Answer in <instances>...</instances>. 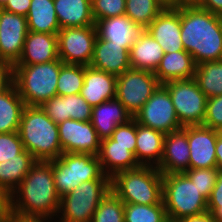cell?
<instances>
[{"label":"cell","instance_id":"cell-1","mask_svg":"<svg viewBox=\"0 0 222 222\" xmlns=\"http://www.w3.org/2000/svg\"><path fill=\"white\" fill-rule=\"evenodd\" d=\"M181 41L196 65L222 60V17L197 5L180 7Z\"/></svg>","mask_w":222,"mask_h":222},{"label":"cell","instance_id":"cell-2","mask_svg":"<svg viewBox=\"0 0 222 222\" xmlns=\"http://www.w3.org/2000/svg\"><path fill=\"white\" fill-rule=\"evenodd\" d=\"M58 195L51 161H36L29 173L12 192V210L23 215L47 216L58 214Z\"/></svg>","mask_w":222,"mask_h":222},{"label":"cell","instance_id":"cell-3","mask_svg":"<svg viewBox=\"0 0 222 222\" xmlns=\"http://www.w3.org/2000/svg\"><path fill=\"white\" fill-rule=\"evenodd\" d=\"M18 134L24 149L37 161L54 160L63 153L58 126L41 106H25Z\"/></svg>","mask_w":222,"mask_h":222},{"label":"cell","instance_id":"cell-4","mask_svg":"<svg viewBox=\"0 0 222 222\" xmlns=\"http://www.w3.org/2000/svg\"><path fill=\"white\" fill-rule=\"evenodd\" d=\"M63 61L57 59L34 65H14L12 83L26 106H42L57 96V79Z\"/></svg>","mask_w":222,"mask_h":222},{"label":"cell","instance_id":"cell-5","mask_svg":"<svg viewBox=\"0 0 222 222\" xmlns=\"http://www.w3.org/2000/svg\"><path fill=\"white\" fill-rule=\"evenodd\" d=\"M111 190L124 202L154 205L162 202L163 174L152 166H138L117 172Z\"/></svg>","mask_w":222,"mask_h":222},{"label":"cell","instance_id":"cell-6","mask_svg":"<svg viewBox=\"0 0 222 222\" xmlns=\"http://www.w3.org/2000/svg\"><path fill=\"white\" fill-rule=\"evenodd\" d=\"M162 201L170 222L208 211L207 199L185 173L163 174Z\"/></svg>","mask_w":222,"mask_h":222},{"label":"cell","instance_id":"cell-7","mask_svg":"<svg viewBox=\"0 0 222 222\" xmlns=\"http://www.w3.org/2000/svg\"><path fill=\"white\" fill-rule=\"evenodd\" d=\"M52 162L56 191L60 198L73 191L82 182L111 180L102 171L98 156L86 153H62Z\"/></svg>","mask_w":222,"mask_h":222},{"label":"cell","instance_id":"cell-8","mask_svg":"<svg viewBox=\"0 0 222 222\" xmlns=\"http://www.w3.org/2000/svg\"><path fill=\"white\" fill-rule=\"evenodd\" d=\"M110 190L111 180L82 182L60 198L58 222H91L101 199Z\"/></svg>","mask_w":222,"mask_h":222},{"label":"cell","instance_id":"cell-9","mask_svg":"<svg viewBox=\"0 0 222 222\" xmlns=\"http://www.w3.org/2000/svg\"><path fill=\"white\" fill-rule=\"evenodd\" d=\"M172 99L182 127L202 125L206 115V95L194 78L174 80L163 84Z\"/></svg>","mask_w":222,"mask_h":222},{"label":"cell","instance_id":"cell-10","mask_svg":"<svg viewBox=\"0 0 222 222\" xmlns=\"http://www.w3.org/2000/svg\"><path fill=\"white\" fill-rule=\"evenodd\" d=\"M159 85L153 72L130 68L117 76L115 98L134 117Z\"/></svg>","mask_w":222,"mask_h":222},{"label":"cell","instance_id":"cell-11","mask_svg":"<svg viewBox=\"0 0 222 222\" xmlns=\"http://www.w3.org/2000/svg\"><path fill=\"white\" fill-rule=\"evenodd\" d=\"M133 119L145 127L165 134L183 128L178 120L171 96L163 84L158 86Z\"/></svg>","mask_w":222,"mask_h":222},{"label":"cell","instance_id":"cell-12","mask_svg":"<svg viewBox=\"0 0 222 222\" xmlns=\"http://www.w3.org/2000/svg\"><path fill=\"white\" fill-rule=\"evenodd\" d=\"M59 59L64 64L90 66L97 38L96 26L66 27L57 33Z\"/></svg>","mask_w":222,"mask_h":222},{"label":"cell","instance_id":"cell-13","mask_svg":"<svg viewBox=\"0 0 222 222\" xmlns=\"http://www.w3.org/2000/svg\"><path fill=\"white\" fill-rule=\"evenodd\" d=\"M28 33L25 16L0 8V63L14 66L21 57Z\"/></svg>","mask_w":222,"mask_h":222},{"label":"cell","instance_id":"cell-14","mask_svg":"<svg viewBox=\"0 0 222 222\" xmlns=\"http://www.w3.org/2000/svg\"><path fill=\"white\" fill-rule=\"evenodd\" d=\"M57 126L63 153L98 155L101 140L91 121L67 119Z\"/></svg>","mask_w":222,"mask_h":222},{"label":"cell","instance_id":"cell-15","mask_svg":"<svg viewBox=\"0 0 222 222\" xmlns=\"http://www.w3.org/2000/svg\"><path fill=\"white\" fill-rule=\"evenodd\" d=\"M218 131L203 125L187 126L189 169L216 168Z\"/></svg>","mask_w":222,"mask_h":222},{"label":"cell","instance_id":"cell-16","mask_svg":"<svg viewBox=\"0 0 222 222\" xmlns=\"http://www.w3.org/2000/svg\"><path fill=\"white\" fill-rule=\"evenodd\" d=\"M189 157L187 126H185L165 135L163 155L157 169L162 174L185 173L189 169Z\"/></svg>","mask_w":222,"mask_h":222},{"label":"cell","instance_id":"cell-17","mask_svg":"<svg viewBox=\"0 0 222 222\" xmlns=\"http://www.w3.org/2000/svg\"><path fill=\"white\" fill-rule=\"evenodd\" d=\"M146 31L160 44L164 53L184 50L180 36V8L162 10Z\"/></svg>","mask_w":222,"mask_h":222},{"label":"cell","instance_id":"cell-18","mask_svg":"<svg viewBox=\"0 0 222 222\" xmlns=\"http://www.w3.org/2000/svg\"><path fill=\"white\" fill-rule=\"evenodd\" d=\"M41 108L56 124L67 119L85 121L91 120L92 106L78 94L54 96L45 102Z\"/></svg>","mask_w":222,"mask_h":222},{"label":"cell","instance_id":"cell-19","mask_svg":"<svg viewBox=\"0 0 222 222\" xmlns=\"http://www.w3.org/2000/svg\"><path fill=\"white\" fill-rule=\"evenodd\" d=\"M95 26L99 39L111 41V44L122 45L126 50H130L144 30L127 15L98 20Z\"/></svg>","mask_w":222,"mask_h":222},{"label":"cell","instance_id":"cell-20","mask_svg":"<svg viewBox=\"0 0 222 222\" xmlns=\"http://www.w3.org/2000/svg\"><path fill=\"white\" fill-rule=\"evenodd\" d=\"M59 59L57 34L28 31L24 47L15 65H34Z\"/></svg>","mask_w":222,"mask_h":222},{"label":"cell","instance_id":"cell-21","mask_svg":"<svg viewBox=\"0 0 222 222\" xmlns=\"http://www.w3.org/2000/svg\"><path fill=\"white\" fill-rule=\"evenodd\" d=\"M129 51L122 45L111 44V41L97 37L90 66L119 76L131 68Z\"/></svg>","mask_w":222,"mask_h":222},{"label":"cell","instance_id":"cell-22","mask_svg":"<svg viewBox=\"0 0 222 222\" xmlns=\"http://www.w3.org/2000/svg\"><path fill=\"white\" fill-rule=\"evenodd\" d=\"M133 116L115 99L92 107L91 122L100 140L110 138L119 125L127 124Z\"/></svg>","mask_w":222,"mask_h":222},{"label":"cell","instance_id":"cell-23","mask_svg":"<svg viewBox=\"0 0 222 222\" xmlns=\"http://www.w3.org/2000/svg\"><path fill=\"white\" fill-rule=\"evenodd\" d=\"M117 76L85 66L84 84L80 95L92 107L115 99Z\"/></svg>","mask_w":222,"mask_h":222},{"label":"cell","instance_id":"cell-24","mask_svg":"<svg viewBox=\"0 0 222 222\" xmlns=\"http://www.w3.org/2000/svg\"><path fill=\"white\" fill-rule=\"evenodd\" d=\"M135 147L114 145L111 138L101 140L97 156L103 173L112 178L117 172L140 166L135 158Z\"/></svg>","mask_w":222,"mask_h":222},{"label":"cell","instance_id":"cell-25","mask_svg":"<svg viewBox=\"0 0 222 222\" xmlns=\"http://www.w3.org/2000/svg\"><path fill=\"white\" fill-rule=\"evenodd\" d=\"M165 133L137 123L135 158L139 165L158 167L163 155Z\"/></svg>","mask_w":222,"mask_h":222},{"label":"cell","instance_id":"cell-26","mask_svg":"<svg viewBox=\"0 0 222 222\" xmlns=\"http://www.w3.org/2000/svg\"><path fill=\"white\" fill-rule=\"evenodd\" d=\"M196 67L193 57L187 51H175L164 53L154 74L160 84H165L169 81L194 78Z\"/></svg>","mask_w":222,"mask_h":222},{"label":"cell","instance_id":"cell-27","mask_svg":"<svg viewBox=\"0 0 222 222\" xmlns=\"http://www.w3.org/2000/svg\"><path fill=\"white\" fill-rule=\"evenodd\" d=\"M163 56V48L146 29L139 35V38L131 46L129 51L132 69L150 71L153 73L158 68Z\"/></svg>","mask_w":222,"mask_h":222},{"label":"cell","instance_id":"cell-28","mask_svg":"<svg viewBox=\"0 0 222 222\" xmlns=\"http://www.w3.org/2000/svg\"><path fill=\"white\" fill-rule=\"evenodd\" d=\"M60 29L95 26L91 0H54Z\"/></svg>","mask_w":222,"mask_h":222},{"label":"cell","instance_id":"cell-29","mask_svg":"<svg viewBox=\"0 0 222 222\" xmlns=\"http://www.w3.org/2000/svg\"><path fill=\"white\" fill-rule=\"evenodd\" d=\"M25 106L13 83L0 93V134L18 132Z\"/></svg>","mask_w":222,"mask_h":222},{"label":"cell","instance_id":"cell-30","mask_svg":"<svg viewBox=\"0 0 222 222\" xmlns=\"http://www.w3.org/2000/svg\"><path fill=\"white\" fill-rule=\"evenodd\" d=\"M26 19L28 31L57 34L60 30L54 0H31Z\"/></svg>","mask_w":222,"mask_h":222},{"label":"cell","instance_id":"cell-31","mask_svg":"<svg viewBox=\"0 0 222 222\" xmlns=\"http://www.w3.org/2000/svg\"><path fill=\"white\" fill-rule=\"evenodd\" d=\"M36 161L37 160L27 150H24L16 157L1 162L0 187L12 193L29 173Z\"/></svg>","mask_w":222,"mask_h":222},{"label":"cell","instance_id":"cell-32","mask_svg":"<svg viewBox=\"0 0 222 222\" xmlns=\"http://www.w3.org/2000/svg\"><path fill=\"white\" fill-rule=\"evenodd\" d=\"M194 79L207 98L222 95V60L197 65Z\"/></svg>","mask_w":222,"mask_h":222},{"label":"cell","instance_id":"cell-33","mask_svg":"<svg viewBox=\"0 0 222 222\" xmlns=\"http://www.w3.org/2000/svg\"><path fill=\"white\" fill-rule=\"evenodd\" d=\"M124 222H169V220L162 201L154 205L124 203Z\"/></svg>","mask_w":222,"mask_h":222},{"label":"cell","instance_id":"cell-34","mask_svg":"<svg viewBox=\"0 0 222 222\" xmlns=\"http://www.w3.org/2000/svg\"><path fill=\"white\" fill-rule=\"evenodd\" d=\"M85 66L62 64L57 79V96L80 93L84 84Z\"/></svg>","mask_w":222,"mask_h":222},{"label":"cell","instance_id":"cell-35","mask_svg":"<svg viewBox=\"0 0 222 222\" xmlns=\"http://www.w3.org/2000/svg\"><path fill=\"white\" fill-rule=\"evenodd\" d=\"M125 6V15L143 29H146L163 10L155 0H126Z\"/></svg>","mask_w":222,"mask_h":222},{"label":"cell","instance_id":"cell-36","mask_svg":"<svg viewBox=\"0 0 222 222\" xmlns=\"http://www.w3.org/2000/svg\"><path fill=\"white\" fill-rule=\"evenodd\" d=\"M91 222H124V202L112 191L101 199Z\"/></svg>","mask_w":222,"mask_h":222},{"label":"cell","instance_id":"cell-37","mask_svg":"<svg viewBox=\"0 0 222 222\" xmlns=\"http://www.w3.org/2000/svg\"><path fill=\"white\" fill-rule=\"evenodd\" d=\"M219 170L217 168L188 169L185 174L199 189V192L208 200L216 184Z\"/></svg>","mask_w":222,"mask_h":222},{"label":"cell","instance_id":"cell-38","mask_svg":"<svg viewBox=\"0 0 222 222\" xmlns=\"http://www.w3.org/2000/svg\"><path fill=\"white\" fill-rule=\"evenodd\" d=\"M125 4L126 0H91L95 23L101 19L125 15Z\"/></svg>","mask_w":222,"mask_h":222},{"label":"cell","instance_id":"cell-39","mask_svg":"<svg viewBox=\"0 0 222 222\" xmlns=\"http://www.w3.org/2000/svg\"><path fill=\"white\" fill-rule=\"evenodd\" d=\"M24 150L18 132L0 134V163L16 157Z\"/></svg>","mask_w":222,"mask_h":222},{"label":"cell","instance_id":"cell-40","mask_svg":"<svg viewBox=\"0 0 222 222\" xmlns=\"http://www.w3.org/2000/svg\"><path fill=\"white\" fill-rule=\"evenodd\" d=\"M202 125L216 131L222 129V95L207 98L206 115Z\"/></svg>","mask_w":222,"mask_h":222},{"label":"cell","instance_id":"cell-41","mask_svg":"<svg viewBox=\"0 0 222 222\" xmlns=\"http://www.w3.org/2000/svg\"><path fill=\"white\" fill-rule=\"evenodd\" d=\"M137 122L132 119L127 124L119 125L111 135L114 145L136 146Z\"/></svg>","mask_w":222,"mask_h":222},{"label":"cell","instance_id":"cell-42","mask_svg":"<svg viewBox=\"0 0 222 222\" xmlns=\"http://www.w3.org/2000/svg\"><path fill=\"white\" fill-rule=\"evenodd\" d=\"M207 209L214 214L217 222H222V171L219 172L211 196L207 200Z\"/></svg>","mask_w":222,"mask_h":222},{"label":"cell","instance_id":"cell-43","mask_svg":"<svg viewBox=\"0 0 222 222\" xmlns=\"http://www.w3.org/2000/svg\"><path fill=\"white\" fill-rule=\"evenodd\" d=\"M12 211V193L0 187V222H8Z\"/></svg>","mask_w":222,"mask_h":222},{"label":"cell","instance_id":"cell-44","mask_svg":"<svg viewBox=\"0 0 222 222\" xmlns=\"http://www.w3.org/2000/svg\"><path fill=\"white\" fill-rule=\"evenodd\" d=\"M31 5V0H7L1 8L7 12L27 16Z\"/></svg>","mask_w":222,"mask_h":222},{"label":"cell","instance_id":"cell-45","mask_svg":"<svg viewBox=\"0 0 222 222\" xmlns=\"http://www.w3.org/2000/svg\"><path fill=\"white\" fill-rule=\"evenodd\" d=\"M52 220L53 218L47 216L23 215L12 211L8 222H53Z\"/></svg>","mask_w":222,"mask_h":222},{"label":"cell","instance_id":"cell-46","mask_svg":"<svg viewBox=\"0 0 222 222\" xmlns=\"http://www.w3.org/2000/svg\"><path fill=\"white\" fill-rule=\"evenodd\" d=\"M12 84V66L0 63V93Z\"/></svg>","mask_w":222,"mask_h":222},{"label":"cell","instance_id":"cell-47","mask_svg":"<svg viewBox=\"0 0 222 222\" xmlns=\"http://www.w3.org/2000/svg\"><path fill=\"white\" fill-rule=\"evenodd\" d=\"M197 6L222 17V0H200Z\"/></svg>","mask_w":222,"mask_h":222},{"label":"cell","instance_id":"cell-48","mask_svg":"<svg viewBox=\"0 0 222 222\" xmlns=\"http://www.w3.org/2000/svg\"><path fill=\"white\" fill-rule=\"evenodd\" d=\"M176 222H217L213 213L206 211L199 215L183 217Z\"/></svg>","mask_w":222,"mask_h":222},{"label":"cell","instance_id":"cell-49","mask_svg":"<svg viewBox=\"0 0 222 222\" xmlns=\"http://www.w3.org/2000/svg\"><path fill=\"white\" fill-rule=\"evenodd\" d=\"M164 9H179L185 4L181 0H155Z\"/></svg>","mask_w":222,"mask_h":222},{"label":"cell","instance_id":"cell-50","mask_svg":"<svg viewBox=\"0 0 222 222\" xmlns=\"http://www.w3.org/2000/svg\"><path fill=\"white\" fill-rule=\"evenodd\" d=\"M216 168L222 171V138L218 136L216 143Z\"/></svg>","mask_w":222,"mask_h":222},{"label":"cell","instance_id":"cell-51","mask_svg":"<svg viewBox=\"0 0 222 222\" xmlns=\"http://www.w3.org/2000/svg\"><path fill=\"white\" fill-rule=\"evenodd\" d=\"M185 5H197L200 0H181Z\"/></svg>","mask_w":222,"mask_h":222},{"label":"cell","instance_id":"cell-52","mask_svg":"<svg viewBox=\"0 0 222 222\" xmlns=\"http://www.w3.org/2000/svg\"><path fill=\"white\" fill-rule=\"evenodd\" d=\"M7 0H0V8H2L6 4Z\"/></svg>","mask_w":222,"mask_h":222},{"label":"cell","instance_id":"cell-53","mask_svg":"<svg viewBox=\"0 0 222 222\" xmlns=\"http://www.w3.org/2000/svg\"><path fill=\"white\" fill-rule=\"evenodd\" d=\"M219 136L222 138V129L218 131Z\"/></svg>","mask_w":222,"mask_h":222}]
</instances>
